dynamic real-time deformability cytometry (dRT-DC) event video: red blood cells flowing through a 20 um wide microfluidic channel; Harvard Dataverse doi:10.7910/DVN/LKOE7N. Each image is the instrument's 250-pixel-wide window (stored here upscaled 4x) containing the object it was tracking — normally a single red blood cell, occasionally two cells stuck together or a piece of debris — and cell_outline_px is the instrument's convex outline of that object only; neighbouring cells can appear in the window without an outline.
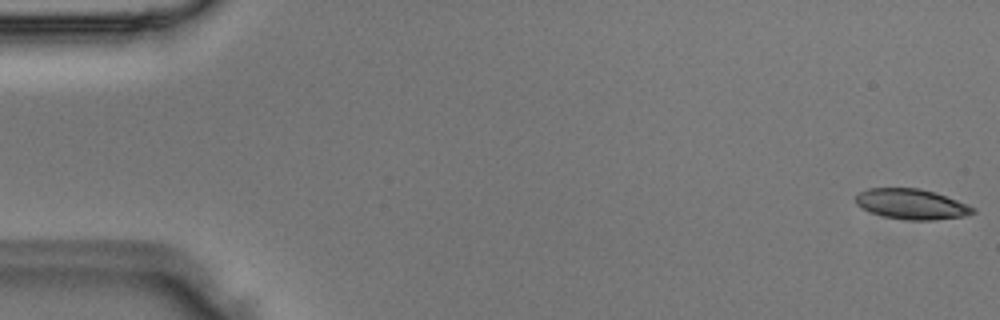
{"species": "Egyptian fruit bat (a non-hibernating species)", "species_latin": "Rousettus aegyptiacus", "temperature_condition": "room temperature", "stored_images_in_passage": 49, "camera_frame_rate_fps": 3000, "um_per_image_px": 0.085, "animal": {"sex": "male"}, "frame": {"image": 1, "passage_image": 1, "time_ms": 0.0, "image_size_px": [1000, 320], "cell_outline_px": [[976, 212], [964, 216], [932, 220], [904, 220], [884, 216], [872, 212], [856, 204], [856, 196], [860, 192], [868, 188], [920, 188], [956, 200], [976, 208]], "centroid_in_image_um": [77.49, 17.35], "position_along_channel_um": 7.5, "area_um2": 20.4}}
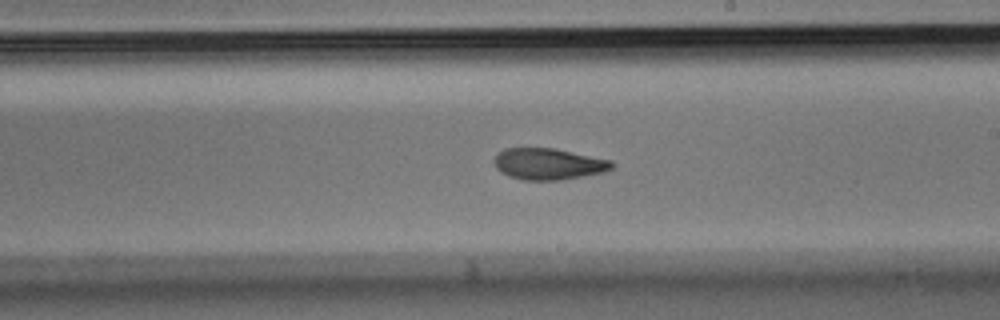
{"frame": {"image": 2, "passage_image": 28, "time_ms": 9.0, "image_size_px": [1000, 320], "cell_outline_px": [[616, 164], [612, 168], [604, 172], [560, 180], [520, 180], [508, 176], [500, 172], [496, 168], [496, 156], [504, 148], [556, 148], [612, 160]], "centroid_in_image_um": [46.65, 13.94], "position_along_channel_um": 242.3, "area_um2": 21.62}}
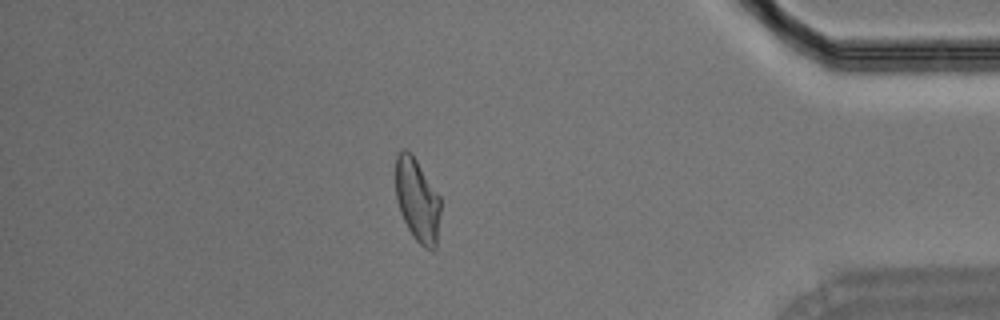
{"frame": {"image": 3, "passage_image": 42, "time_ms": 13.667, "image_size_px": [1000, 320], "cell_outline_px": [[440, 212], [436, 248], [432, 252], [424, 248], [412, 236], [400, 212], [396, 200], [396, 156], [400, 148], [404, 148], [412, 152], [440, 196]], "centroid_in_image_um": [35.47, 16.99], "position_along_channel_um": 399.7, "area_um2": 22.14}}